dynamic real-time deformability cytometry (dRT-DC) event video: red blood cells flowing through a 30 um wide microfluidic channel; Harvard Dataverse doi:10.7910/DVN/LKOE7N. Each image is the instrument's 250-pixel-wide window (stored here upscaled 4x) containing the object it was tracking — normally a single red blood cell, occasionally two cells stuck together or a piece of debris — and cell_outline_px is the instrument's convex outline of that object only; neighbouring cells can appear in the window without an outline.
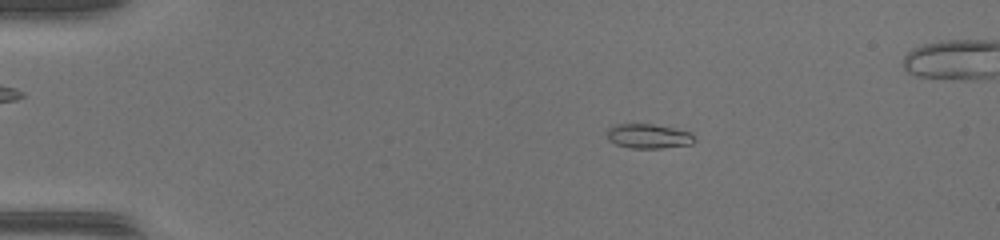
{"species": "common noctule bat (a hibernating species)", "species_latin": "Nyctalus noctula", "temperature_condition": "warm", "stored_images_in_passage": 53, "segment_of_instrument_passage": [1, 2], "camera_frame_rate_fps": 3000, "um_per_image_px": 0.085, "animal": {"sex": "female", "body_mass_g": 17.0, "forearm_length_mm": 48.0}, "frame": {"image": 1, "passage_image": 11, "time_ms": 3.333, "image_size_px": [1000, 240], "cell_outline_px": [[696, 140], [692, 144], [660, 148], [628, 148], [616, 144], [608, 140], [608, 128], [616, 124], [652, 124], [692, 132]], "centroid_in_image_um": [55.13, 11.58], "position_along_channel_um": 29.9, "area_um2": 12.48}}
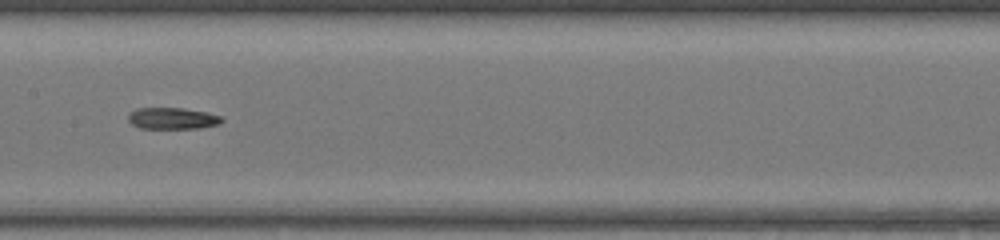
{"frame": {"image": 2, "passage_image": 28, "time_ms": 9.0, "image_size_px": [1000, 240], "cell_outline_px": [[224, 120], [220, 124], [200, 128], [140, 128], [132, 124], [128, 120], [128, 116], [136, 108], [184, 108], [204, 112], [220, 116]], "centroid_in_image_um": [14.66, 10.06], "position_along_channel_um": 192.7, "area_um2": 11.62}}
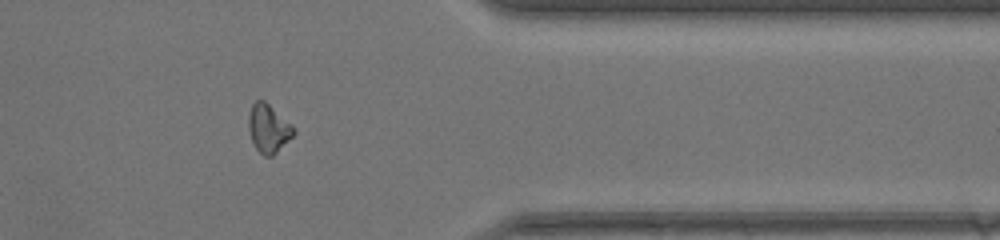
{"frame": {"image": 3, "passage_image": 43, "time_ms": 14.0, "image_size_px": [1000, 240], "cell_outline_px": [[296, 132], [272, 156], [264, 156], [256, 148], [252, 140], [248, 128], [248, 116], [252, 104], [256, 100], [264, 100], [292, 124]], "centroid_in_image_um": [22.81, 10.89], "position_along_channel_um": 388.6, "area_um2": 12.54}}